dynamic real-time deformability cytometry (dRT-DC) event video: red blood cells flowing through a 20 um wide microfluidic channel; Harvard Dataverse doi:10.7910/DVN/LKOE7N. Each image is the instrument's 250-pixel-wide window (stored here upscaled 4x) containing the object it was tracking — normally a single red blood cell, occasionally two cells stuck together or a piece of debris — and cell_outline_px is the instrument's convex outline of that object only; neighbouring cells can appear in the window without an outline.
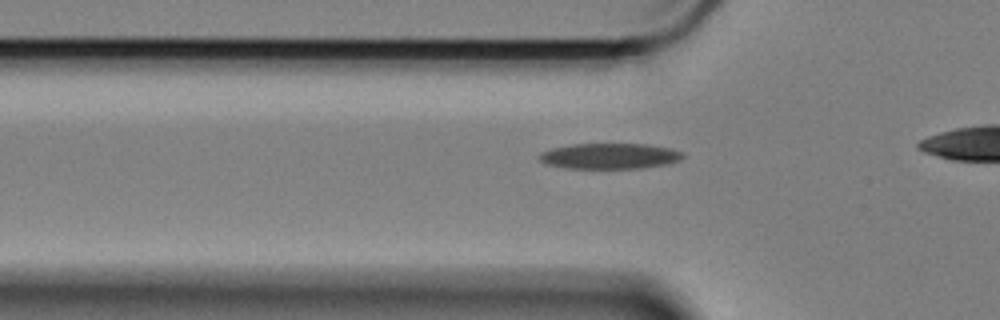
{"species": "Egyptian fruit bat (a non-hibernating species)", "species_latin": "Rousettus aegyptiacus", "temperature_condition": "cold", "stored_images_in_passage": 14, "camera_frame_rate_fps": 3000, "um_per_image_px": 0.085, "animal": {"sex": "female"}, "frame": {"image": 1, "passage_image": 4, "time_ms": 1.0, "image_size_px": [1000, 320], "cell_outline_px": [[684, 156], [680, 160], [664, 164], [640, 168], [564, 168], [544, 164], [536, 156], [540, 152], [552, 148], [572, 144], [644, 144], [672, 148], [684, 152]], "centroid_in_image_um": [51.78, 13.26], "position_along_channel_um": 74.0, "area_um2": 21.56}}
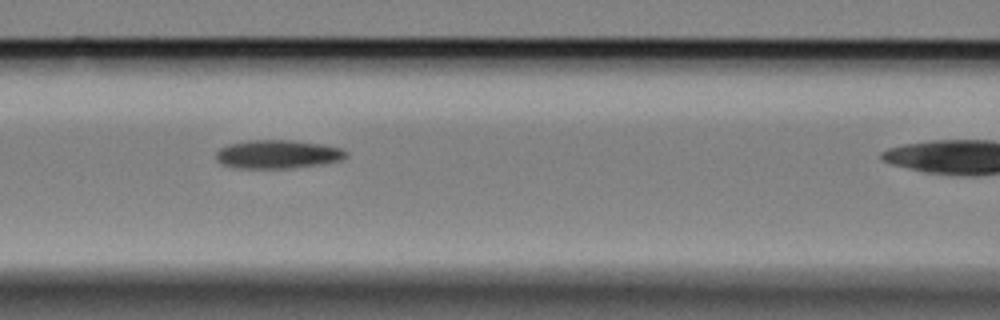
{"frame": {"image": 2, "passage_image": 10, "time_ms": 3.0, "image_size_px": [1000, 320], "cell_outline_px": [[348, 156], [340, 160], [324, 164], [288, 168], [236, 168], [220, 164], [216, 160], [216, 152], [220, 148], [228, 144], [248, 140], [292, 140], [320, 144], [340, 148], [348, 152]], "centroid_in_image_um": [23.58, 13.11], "position_along_channel_um": 143.0, "area_um2": 21.73}}
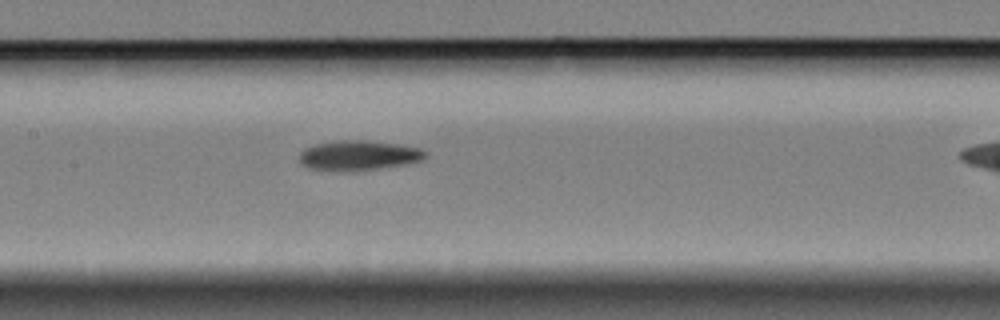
{"frame": {"image": 3, "passage_image": 13, "time_ms": 4.0, "image_size_px": [1000, 320], "cell_outline_px": [[428, 156], [420, 160], [408, 164], [376, 168], [308, 168], [300, 160], [300, 152], [304, 148], [316, 144], [336, 140], [368, 140], [396, 144], [420, 148], [428, 152]], "centroid_in_image_um": [30.55, 13.15], "position_along_channel_um": 176.8, "area_um2": 20.98}}